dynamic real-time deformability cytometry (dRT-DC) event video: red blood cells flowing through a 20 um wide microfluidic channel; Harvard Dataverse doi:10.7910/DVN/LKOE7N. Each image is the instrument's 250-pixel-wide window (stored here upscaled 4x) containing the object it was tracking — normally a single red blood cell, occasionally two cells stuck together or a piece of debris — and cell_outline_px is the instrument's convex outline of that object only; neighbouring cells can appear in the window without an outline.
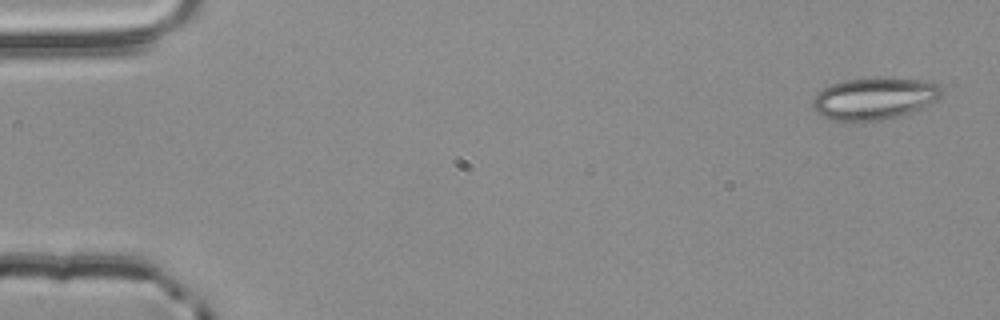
{"species": "common noctule bat (a hibernating species)", "species_latin": "Nyctalus noctula", "temperature_condition": "room temperature", "stored_images_in_passage": 3, "camera_frame_rate_fps": 3000, "um_per_image_px": 0.085, "animal": {"sex": "male", "body_mass_g": 20.4}, "frame": {"image": 1, "passage_image": 1, "time_ms": 0.0, "image_size_px": [1000, 320], "cell_outline_px": [[944, 92], [936, 100], [924, 108], [900, 116], [864, 124], [860, 124], [832, 120], [816, 112], [812, 108], [812, 100], [816, 92], [832, 84], [844, 80], [924, 80], [940, 84]], "centroid_in_image_um": [74.3, 8.45], "position_along_channel_um": 10.7, "area_um2": 31.73}}